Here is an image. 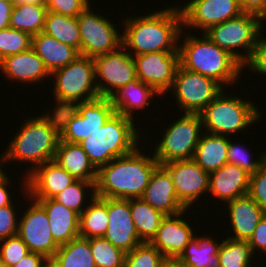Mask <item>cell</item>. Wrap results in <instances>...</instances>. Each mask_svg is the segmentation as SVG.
<instances>
[{"mask_svg": "<svg viewBox=\"0 0 266 267\" xmlns=\"http://www.w3.org/2000/svg\"><path fill=\"white\" fill-rule=\"evenodd\" d=\"M23 177L25 198L50 199L77 179L54 160L27 171Z\"/></svg>", "mask_w": 266, "mask_h": 267, "instance_id": "cell-18", "label": "cell"}, {"mask_svg": "<svg viewBox=\"0 0 266 267\" xmlns=\"http://www.w3.org/2000/svg\"><path fill=\"white\" fill-rule=\"evenodd\" d=\"M34 200L45 209L52 237L59 246L79 237V215L76 212L53 198Z\"/></svg>", "mask_w": 266, "mask_h": 267, "instance_id": "cell-25", "label": "cell"}, {"mask_svg": "<svg viewBox=\"0 0 266 267\" xmlns=\"http://www.w3.org/2000/svg\"><path fill=\"white\" fill-rule=\"evenodd\" d=\"M50 78H55L52 81L56 102L53 111L71 108L76 104L100 97L95 80L93 58L79 55L65 67L53 71Z\"/></svg>", "mask_w": 266, "mask_h": 267, "instance_id": "cell-7", "label": "cell"}, {"mask_svg": "<svg viewBox=\"0 0 266 267\" xmlns=\"http://www.w3.org/2000/svg\"><path fill=\"white\" fill-rule=\"evenodd\" d=\"M49 267H96L88 239L77 237L60 245Z\"/></svg>", "mask_w": 266, "mask_h": 267, "instance_id": "cell-32", "label": "cell"}, {"mask_svg": "<svg viewBox=\"0 0 266 267\" xmlns=\"http://www.w3.org/2000/svg\"><path fill=\"white\" fill-rule=\"evenodd\" d=\"M49 112L23 121L1 156L5 163L17 160L32 163L36 168L54 160L60 141V124L55 111Z\"/></svg>", "mask_w": 266, "mask_h": 267, "instance_id": "cell-3", "label": "cell"}, {"mask_svg": "<svg viewBox=\"0 0 266 267\" xmlns=\"http://www.w3.org/2000/svg\"><path fill=\"white\" fill-rule=\"evenodd\" d=\"M89 197L90 203L79 215V237H103L108 227L107 198H100L95 192Z\"/></svg>", "mask_w": 266, "mask_h": 267, "instance_id": "cell-31", "label": "cell"}, {"mask_svg": "<svg viewBox=\"0 0 266 267\" xmlns=\"http://www.w3.org/2000/svg\"><path fill=\"white\" fill-rule=\"evenodd\" d=\"M173 123L167 126L162 140L153 148L154 158L160 165L193 159L202 135L203 124L198 113H184Z\"/></svg>", "mask_w": 266, "mask_h": 267, "instance_id": "cell-10", "label": "cell"}, {"mask_svg": "<svg viewBox=\"0 0 266 267\" xmlns=\"http://www.w3.org/2000/svg\"><path fill=\"white\" fill-rule=\"evenodd\" d=\"M130 213L139 239L142 242H150L165 215L142 198L130 199Z\"/></svg>", "mask_w": 266, "mask_h": 267, "instance_id": "cell-33", "label": "cell"}, {"mask_svg": "<svg viewBox=\"0 0 266 267\" xmlns=\"http://www.w3.org/2000/svg\"><path fill=\"white\" fill-rule=\"evenodd\" d=\"M185 212L187 209L176 215L165 216L156 235L149 242L165 258H178L192 237L195 236L189 222L182 217Z\"/></svg>", "mask_w": 266, "mask_h": 267, "instance_id": "cell-20", "label": "cell"}, {"mask_svg": "<svg viewBox=\"0 0 266 267\" xmlns=\"http://www.w3.org/2000/svg\"><path fill=\"white\" fill-rule=\"evenodd\" d=\"M170 173L177 199L187 210L209 191V173L191 160L162 164ZM189 208V209H188Z\"/></svg>", "mask_w": 266, "mask_h": 267, "instance_id": "cell-17", "label": "cell"}, {"mask_svg": "<svg viewBox=\"0 0 266 267\" xmlns=\"http://www.w3.org/2000/svg\"><path fill=\"white\" fill-rule=\"evenodd\" d=\"M47 7L45 4L13 5L10 16V27L30 34L37 35L44 30Z\"/></svg>", "mask_w": 266, "mask_h": 267, "instance_id": "cell-34", "label": "cell"}, {"mask_svg": "<svg viewBox=\"0 0 266 267\" xmlns=\"http://www.w3.org/2000/svg\"><path fill=\"white\" fill-rule=\"evenodd\" d=\"M1 73L10 80H18L32 84L50 77L51 73L46 68L43 60L31 47L27 51L8 56L0 61ZM44 78V79H43Z\"/></svg>", "mask_w": 266, "mask_h": 267, "instance_id": "cell-23", "label": "cell"}, {"mask_svg": "<svg viewBox=\"0 0 266 267\" xmlns=\"http://www.w3.org/2000/svg\"><path fill=\"white\" fill-rule=\"evenodd\" d=\"M163 254L149 242H143L125 254L123 267H159Z\"/></svg>", "mask_w": 266, "mask_h": 267, "instance_id": "cell-40", "label": "cell"}, {"mask_svg": "<svg viewBox=\"0 0 266 267\" xmlns=\"http://www.w3.org/2000/svg\"><path fill=\"white\" fill-rule=\"evenodd\" d=\"M32 48L50 73L65 67L80 55L74 47L58 41L43 31L32 36Z\"/></svg>", "mask_w": 266, "mask_h": 267, "instance_id": "cell-26", "label": "cell"}, {"mask_svg": "<svg viewBox=\"0 0 266 267\" xmlns=\"http://www.w3.org/2000/svg\"><path fill=\"white\" fill-rule=\"evenodd\" d=\"M223 91L200 113L203 132L222 136L238 134L260 120L262 113L252 101Z\"/></svg>", "mask_w": 266, "mask_h": 267, "instance_id": "cell-6", "label": "cell"}, {"mask_svg": "<svg viewBox=\"0 0 266 267\" xmlns=\"http://www.w3.org/2000/svg\"><path fill=\"white\" fill-rule=\"evenodd\" d=\"M13 267H49V259L42 254L29 252Z\"/></svg>", "mask_w": 266, "mask_h": 267, "instance_id": "cell-48", "label": "cell"}, {"mask_svg": "<svg viewBox=\"0 0 266 267\" xmlns=\"http://www.w3.org/2000/svg\"><path fill=\"white\" fill-rule=\"evenodd\" d=\"M54 161L76 179L96 182L97 169L78 143L59 141Z\"/></svg>", "mask_w": 266, "mask_h": 267, "instance_id": "cell-28", "label": "cell"}, {"mask_svg": "<svg viewBox=\"0 0 266 267\" xmlns=\"http://www.w3.org/2000/svg\"><path fill=\"white\" fill-rule=\"evenodd\" d=\"M4 1H8V2H11L13 4H15L16 0H4Z\"/></svg>", "mask_w": 266, "mask_h": 267, "instance_id": "cell-56", "label": "cell"}, {"mask_svg": "<svg viewBox=\"0 0 266 267\" xmlns=\"http://www.w3.org/2000/svg\"><path fill=\"white\" fill-rule=\"evenodd\" d=\"M223 89L214 79L179 65L170 90L175 94L180 111L200 114Z\"/></svg>", "mask_w": 266, "mask_h": 267, "instance_id": "cell-12", "label": "cell"}, {"mask_svg": "<svg viewBox=\"0 0 266 267\" xmlns=\"http://www.w3.org/2000/svg\"><path fill=\"white\" fill-rule=\"evenodd\" d=\"M32 47V36L11 27L0 30V61L4 58L27 51Z\"/></svg>", "mask_w": 266, "mask_h": 267, "instance_id": "cell-39", "label": "cell"}, {"mask_svg": "<svg viewBox=\"0 0 266 267\" xmlns=\"http://www.w3.org/2000/svg\"><path fill=\"white\" fill-rule=\"evenodd\" d=\"M228 137L202 133L192 160L208 173L220 169L228 163Z\"/></svg>", "mask_w": 266, "mask_h": 267, "instance_id": "cell-29", "label": "cell"}, {"mask_svg": "<svg viewBox=\"0 0 266 267\" xmlns=\"http://www.w3.org/2000/svg\"><path fill=\"white\" fill-rule=\"evenodd\" d=\"M214 240L210 235L193 236L177 259L185 267H218V251L221 243Z\"/></svg>", "mask_w": 266, "mask_h": 267, "instance_id": "cell-30", "label": "cell"}, {"mask_svg": "<svg viewBox=\"0 0 266 267\" xmlns=\"http://www.w3.org/2000/svg\"><path fill=\"white\" fill-rule=\"evenodd\" d=\"M54 111L60 124V140L79 143L104 126L115 109L111 98L100 96L71 108Z\"/></svg>", "mask_w": 266, "mask_h": 267, "instance_id": "cell-8", "label": "cell"}, {"mask_svg": "<svg viewBox=\"0 0 266 267\" xmlns=\"http://www.w3.org/2000/svg\"><path fill=\"white\" fill-rule=\"evenodd\" d=\"M183 37V43L178 45L183 68L210 77L223 88L226 85L231 87L239 80L243 65L228 51L213 43L205 33L202 38L191 34Z\"/></svg>", "mask_w": 266, "mask_h": 267, "instance_id": "cell-4", "label": "cell"}, {"mask_svg": "<svg viewBox=\"0 0 266 267\" xmlns=\"http://www.w3.org/2000/svg\"><path fill=\"white\" fill-rule=\"evenodd\" d=\"M17 4H25V5H32V4H45V0H16Z\"/></svg>", "mask_w": 266, "mask_h": 267, "instance_id": "cell-53", "label": "cell"}, {"mask_svg": "<svg viewBox=\"0 0 266 267\" xmlns=\"http://www.w3.org/2000/svg\"><path fill=\"white\" fill-rule=\"evenodd\" d=\"M93 61L96 85L102 97L111 98L121 87L137 79L134 57L123 46Z\"/></svg>", "mask_w": 266, "mask_h": 267, "instance_id": "cell-13", "label": "cell"}, {"mask_svg": "<svg viewBox=\"0 0 266 267\" xmlns=\"http://www.w3.org/2000/svg\"><path fill=\"white\" fill-rule=\"evenodd\" d=\"M27 253L28 247L18 235L0 241V260L8 267H13Z\"/></svg>", "mask_w": 266, "mask_h": 267, "instance_id": "cell-42", "label": "cell"}, {"mask_svg": "<svg viewBox=\"0 0 266 267\" xmlns=\"http://www.w3.org/2000/svg\"><path fill=\"white\" fill-rule=\"evenodd\" d=\"M240 7L245 13H252L266 20V0H239Z\"/></svg>", "mask_w": 266, "mask_h": 267, "instance_id": "cell-49", "label": "cell"}, {"mask_svg": "<svg viewBox=\"0 0 266 267\" xmlns=\"http://www.w3.org/2000/svg\"><path fill=\"white\" fill-rule=\"evenodd\" d=\"M262 20L256 14L244 12L236 18L211 26L204 33L213 43L228 51L243 65L262 36ZM238 48L246 51L241 54Z\"/></svg>", "mask_w": 266, "mask_h": 267, "instance_id": "cell-9", "label": "cell"}, {"mask_svg": "<svg viewBox=\"0 0 266 267\" xmlns=\"http://www.w3.org/2000/svg\"><path fill=\"white\" fill-rule=\"evenodd\" d=\"M0 267H8L3 261L0 260Z\"/></svg>", "mask_w": 266, "mask_h": 267, "instance_id": "cell-55", "label": "cell"}, {"mask_svg": "<svg viewBox=\"0 0 266 267\" xmlns=\"http://www.w3.org/2000/svg\"><path fill=\"white\" fill-rule=\"evenodd\" d=\"M251 246L253 254L254 251H263L266 255V214L259 221L258 225L255 227L253 235L248 240Z\"/></svg>", "mask_w": 266, "mask_h": 267, "instance_id": "cell-47", "label": "cell"}, {"mask_svg": "<svg viewBox=\"0 0 266 267\" xmlns=\"http://www.w3.org/2000/svg\"><path fill=\"white\" fill-rule=\"evenodd\" d=\"M140 147L130 154L114 158L97 170L96 196L118 199L142 197L159 163L154 155L142 154Z\"/></svg>", "mask_w": 266, "mask_h": 267, "instance_id": "cell-2", "label": "cell"}, {"mask_svg": "<svg viewBox=\"0 0 266 267\" xmlns=\"http://www.w3.org/2000/svg\"><path fill=\"white\" fill-rule=\"evenodd\" d=\"M133 57L141 82L152 86L161 96L172 88L180 65L179 52H150Z\"/></svg>", "mask_w": 266, "mask_h": 267, "instance_id": "cell-15", "label": "cell"}, {"mask_svg": "<svg viewBox=\"0 0 266 267\" xmlns=\"http://www.w3.org/2000/svg\"><path fill=\"white\" fill-rule=\"evenodd\" d=\"M95 183L96 182L77 179L54 196L53 199L80 215L84 211V206L86 205L85 201H87L86 190L90 188V191L95 192Z\"/></svg>", "mask_w": 266, "mask_h": 267, "instance_id": "cell-38", "label": "cell"}, {"mask_svg": "<svg viewBox=\"0 0 266 267\" xmlns=\"http://www.w3.org/2000/svg\"><path fill=\"white\" fill-rule=\"evenodd\" d=\"M244 148L240 144L232 143L231 139H229L228 163L236 165L252 175L266 162V151L261 152L262 154L259 153L258 159L253 161L248 150Z\"/></svg>", "mask_w": 266, "mask_h": 267, "instance_id": "cell-41", "label": "cell"}, {"mask_svg": "<svg viewBox=\"0 0 266 267\" xmlns=\"http://www.w3.org/2000/svg\"><path fill=\"white\" fill-rule=\"evenodd\" d=\"M96 267H123L125 252L104 237L88 239Z\"/></svg>", "mask_w": 266, "mask_h": 267, "instance_id": "cell-37", "label": "cell"}, {"mask_svg": "<svg viewBox=\"0 0 266 267\" xmlns=\"http://www.w3.org/2000/svg\"><path fill=\"white\" fill-rule=\"evenodd\" d=\"M220 242L218 267H253V265H250L254 254L248 241L234 240L227 237Z\"/></svg>", "mask_w": 266, "mask_h": 267, "instance_id": "cell-36", "label": "cell"}, {"mask_svg": "<svg viewBox=\"0 0 266 267\" xmlns=\"http://www.w3.org/2000/svg\"><path fill=\"white\" fill-rule=\"evenodd\" d=\"M248 69L266 75V37H260L254 47L250 58L243 64Z\"/></svg>", "mask_w": 266, "mask_h": 267, "instance_id": "cell-46", "label": "cell"}, {"mask_svg": "<svg viewBox=\"0 0 266 267\" xmlns=\"http://www.w3.org/2000/svg\"><path fill=\"white\" fill-rule=\"evenodd\" d=\"M91 4L77 16L80 30V55L95 58L122 46L120 34L113 22L91 11Z\"/></svg>", "mask_w": 266, "mask_h": 267, "instance_id": "cell-11", "label": "cell"}, {"mask_svg": "<svg viewBox=\"0 0 266 267\" xmlns=\"http://www.w3.org/2000/svg\"><path fill=\"white\" fill-rule=\"evenodd\" d=\"M250 174L242 168L226 163L209 173V193L223 202L248 194Z\"/></svg>", "mask_w": 266, "mask_h": 267, "instance_id": "cell-22", "label": "cell"}, {"mask_svg": "<svg viewBox=\"0 0 266 267\" xmlns=\"http://www.w3.org/2000/svg\"><path fill=\"white\" fill-rule=\"evenodd\" d=\"M228 215L232 227V235L230 239L248 241L253 235L255 227L266 214L248 194L237 197L227 202Z\"/></svg>", "mask_w": 266, "mask_h": 267, "instance_id": "cell-24", "label": "cell"}, {"mask_svg": "<svg viewBox=\"0 0 266 267\" xmlns=\"http://www.w3.org/2000/svg\"><path fill=\"white\" fill-rule=\"evenodd\" d=\"M14 207L13 203L0 207V241L18 235L19 218Z\"/></svg>", "mask_w": 266, "mask_h": 267, "instance_id": "cell-45", "label": "cell"}, {"mask_svg": "<svg viewBox=\"0 0 266 267\" xmlns=\"http://www.w3.org/2000/svg\"><path fill=\"white\" fill-rule=\"evenodd\" d=\"M89 4H92L89 0H45L47 11L69 17H77Z\"/></svg>", "mask_w": 266, "mask_h": 267, "instance_id": "cell-43", "label": "cell"}, {"mask_svg": "<svg viewBox=\"0 0 266 267\" xmlns=\"http://www.w3.org/2000/svg\"><path fill=\"white\" fill-rule=\"evenodd\" d=\"M141 198L165 216L186 210L177 199L169 171L160 164L154 169Z\"/></svg>", "mask_w": 266, "mask_h": 267, "instance_id": "cell-21", "label": "cell"}, {"mask_svg": "<svg viewBox=\"0 0 266 267\" xmlns=\"http://www.w3.org/2000/svg\"><path fill=\"white\" fill-rule=\"evenodd\" d=\"M4 160H3V157L2 158H0V162L2 163V165H3V163H5V162H3ZM1 163H0V179L6 174V172H3V168H2V165H1Z\"/></svg>", "mask_w": 266, "mask_h": 267, "instance_id": "cell-54", "label": "cell"}, {"mask_svg": "<svg viewBox=\"0 0 266 267\" xmlns=\"http://www.w3.org/2000/svg\"><path fill=\"white\" fill-rule=\"evenodd\" d=\"M159 267H185L177 258H165Z\"/></svg>", "mask_w": 266, "mask_h": 267, "instance_id": "cell-52", "label": "cell"}, {"mask_svg": "<svg viewBox=\"0 0 266 267\" xmlns=\"http://www.w3.org/2000/svg\"><path fill=\"white\" fill-rule=\"evenodd\" d=\"M24 211L18 225V236L27 245L29 252L39 253L51 259L59 245L54 241L45 209L34 199Z\"/></svg>", "mask_w": 266, "mask_h": 267, "instance_id": "cell-14", "label": "cell"}, {"mask_svg": "<svg viewBox=\"0 0 266 267\" xmlns=\"http://www.w3.org/2000/svg\"><path fill=\"white\" fill-rule=\"evenodd\" d=\"M6 174L0 179V207L10 205L13 201H11L10 190L7 187L9 186L10 179Z\"/></svg>", "mask_w": 266, "mask_h": 267, "instance_id": "cell-51", "label": "cell"}, {"mask_svg": "<svg viewBox=\"0 0 266 267\" xmlns=\"http://www.w3.org/2000/svg\"><path fill=\"white\" fill-rule=\"evenodd\" d=\"M133 122V119L114 112L104 126L78 143L97 170L138 147L141 136Z\"/></svg>", "mask_w": 266, "mask_h": 267, "instance_id": "cell-5", "label": "cell"}, {"mask_svg": "<svg viewBox=\"0 0 266 267\" xmlns=\"http://www.w3.org/2000/svg\"><path fill=\"white\" fill-rule=\"evenodd\" d=\"M43 32L74 47L80 54L81 37L77 17L47 11Z\"/></svg>", "mask_w": 266, "mask_h": 267, "instance_id": "cell-35", "label": "cell"}, {"mask_svg": "<svg viewBox=\"0 0 266 267\" xmlns=\"http://www.w3.org/2000/svg\"><path fill=\"white\" fill-rule=\"evenodd\" d=\"M183 25L207 31L211 26L236 18L244 13L239 0H191L180 7Z\"/></svg>", "mask_w": 266, "mask_h": 267, "instance_id": "cell-16", "label": "cell"}, {"mask_svg": "<svg viewBox=\"0 0 266 267\" xmlns=\"http://www.w3.org/2000/svg\"><path fill=\"white\" fill-rule=\"evenodd\" d=\"M123 22L122 46L132 56L150 52H179L177 45L181 34H184L183 29H186L180 7H166L146 16L128 17Z\"/></svg>", "mask_w": 266, "mask_h": 267, "instance_id": "cell-1", "label": "cell"}, {"mask_svg": "<svg viewBox=\"0 0 266 267\" xmlns=\"http://www.w3.org/2000/svg\"><path fill=\"white\" fill-rule=\"evenodd\" d=\"M108 227L105 239L125 253L143 243L130 213V199L107 198Z\"/></svg>", "mask_w": 266, "mask_h": 267, "instance_id": "cell-19", "label": "cell"}, {"mask_svg": "<svg viewBox=\"0 0 266 267\" xmlns=\"http://www.w3.org/2000/svg\"><path fill=\"white\" fill-rule=\"evenodd\" d=\"M159 94L152 86L138 78L117 90L111 97L115 112L134 120V110L147 108L150 99Z\"/></svg>", "mask_w": 266, "mask_h": 267, "instance_id": "cell-27", "label": "cell"}, {"mask_svg": "<svg viewBox=\"0 0 266 267\" xmlns=\"http://www.w3.org/2000/svg\"><path fill=\"white\" fill-rule=\"evenodd\" d=\"M248 195L266 211V162L250 175Z\"/></svg>", "mask_w": 266, "mask_h": 267, "instance_id": "cell-44", "label": "cell"}, {"mask_svg": "<svg viewBox=\"0 0 266 267\" xmlns=\"http://www.w3.org/2000/svg\"><path fill=\"white\" fill-rule=\"evenodd\" d=\"M13 5L11 2L0 0V30L10 27V16Z\"/></svg>", "mask_w": 266, "mask_h": 267, "instance_id": "cell-50", "label": "cell"}]
</instances>
